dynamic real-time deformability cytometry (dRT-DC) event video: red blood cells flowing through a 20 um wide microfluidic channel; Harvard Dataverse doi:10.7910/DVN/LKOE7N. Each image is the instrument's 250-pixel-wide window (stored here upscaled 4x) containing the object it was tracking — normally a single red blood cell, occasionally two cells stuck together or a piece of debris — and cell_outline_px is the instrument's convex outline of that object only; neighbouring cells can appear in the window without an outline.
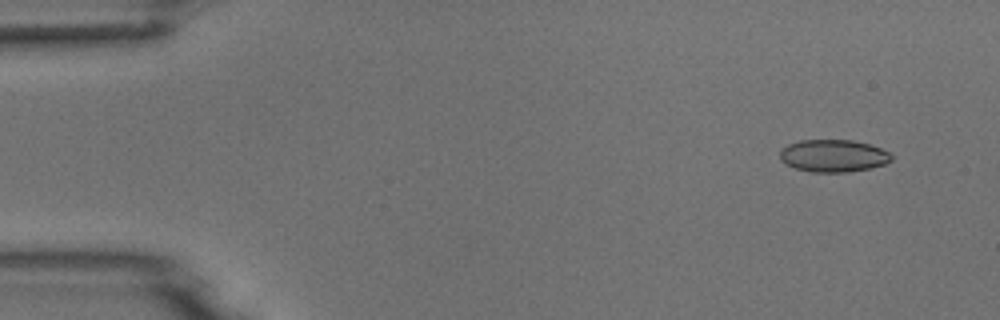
{"species": "common noctule bat (a hibernating species)", "species_latin": "Nyctalus noctula", "temperature_condition": "room temperature", "stored_images_in_passage": 5, "camera_frame_rate_fps": 3000, "um_per_image_px": 0.085, "animal": {"sex": "male", "body_mass_g": 18.8}, "frame": {"image": 1, "passage_image": 1, "time_ms": 0.0, "image_size_px": [1000, 320], "cell_outline_px": [[892, 160], [884, 164], [868, 168], [848, 172], [812, 172], [796, 168], [784, 164], [780, 160], [780, 148], [788, 144], [800, 140], [852, 140], [868, 144], [880, 148], [888, 152], [892, 156]], "centroid_in_image_um": [70.78, 13.24], "position_along_channel_um": 14.2, "area_um2": 21.04}}
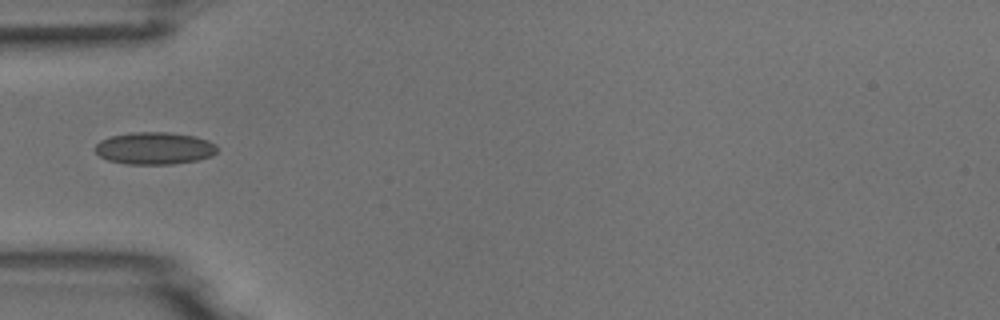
{"frame": {"image": 2, "passage_image": 4, "time_ms": 4.333, "image_size_px": [1000, 320], "cell_outline_px": [[216, 152], [212, 156], [196, 160], [172, 164], [124, 164], [108, 160], [100, 156], [92, 148], [100, 140], [112, 136], [132, 132], [168, 132], [196, 136], [208, 140], [216, 144]], "centroid_in_image_um": [13.12, 12.6], "position_along_channel_um": 71.9, "area_um2": 23.06}}